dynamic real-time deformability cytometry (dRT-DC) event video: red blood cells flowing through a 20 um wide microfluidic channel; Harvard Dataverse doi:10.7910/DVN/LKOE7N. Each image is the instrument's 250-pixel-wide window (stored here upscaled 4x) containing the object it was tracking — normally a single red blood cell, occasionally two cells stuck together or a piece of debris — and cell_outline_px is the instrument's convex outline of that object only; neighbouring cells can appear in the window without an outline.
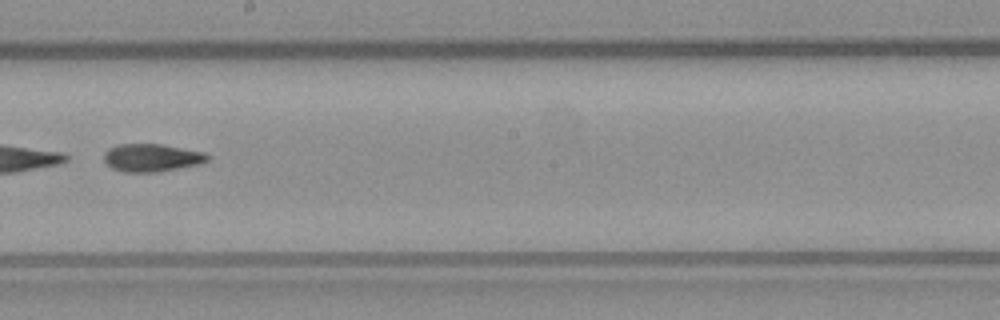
{"species": "common noctule bat (a hibernating species)", "species_latin": "Nyctalus noctula", "temperature_condition": "warm", "stored_images_in_passage": 49, "segment_of_instrument_passage": [2, 2], "camera_frame_rate_fps": 3000, "um_per_image_px": 0.085, "animal": {"sex": "male", "body_mass_g": 23.1, "forearm_length_mm": 52.7}, "frame": {"image": 1, "passage_image": 28, "time_ms": 9.0, "image_size_px": [1000, 320], "cell_outline_px": [[212, 156], [208, 160], [200, 164], [156, 172], [124, 172], [112, 168], [104, 160], [104, 152], [108, 148], [120, 144], [160, 144], [204, 152]], "centroid_in_image_um": [12.9, 13.4], "position_along_channel_um": 235.3, "area_um2": 16.76}}
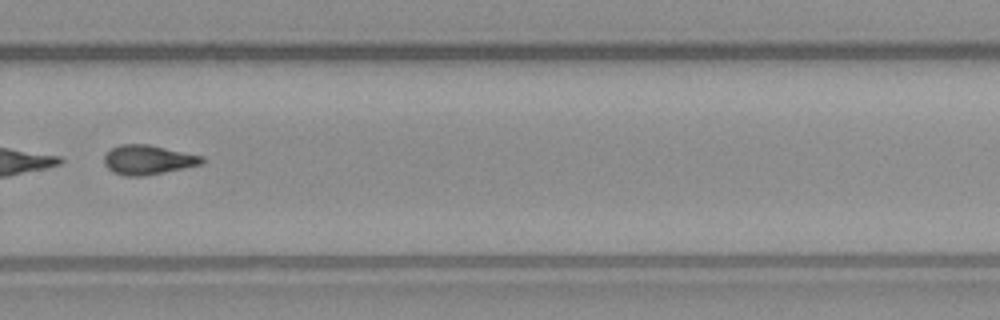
{"frame": {"image": 2, "passage_image": 34, "time_ms": 11.0, "image_size_px": [1000, 320], "cell_outline_px": [[204, 164], [144, 176], [124, 176], [112, 172], [104, 164], [104, 156], [112, 148], [120, 144], [148, 144], [204, 156]], "centroid_in_image_um": [12.59, 13.59], "position_along_channel_um": 317.2, "area_um2": 16.88}}